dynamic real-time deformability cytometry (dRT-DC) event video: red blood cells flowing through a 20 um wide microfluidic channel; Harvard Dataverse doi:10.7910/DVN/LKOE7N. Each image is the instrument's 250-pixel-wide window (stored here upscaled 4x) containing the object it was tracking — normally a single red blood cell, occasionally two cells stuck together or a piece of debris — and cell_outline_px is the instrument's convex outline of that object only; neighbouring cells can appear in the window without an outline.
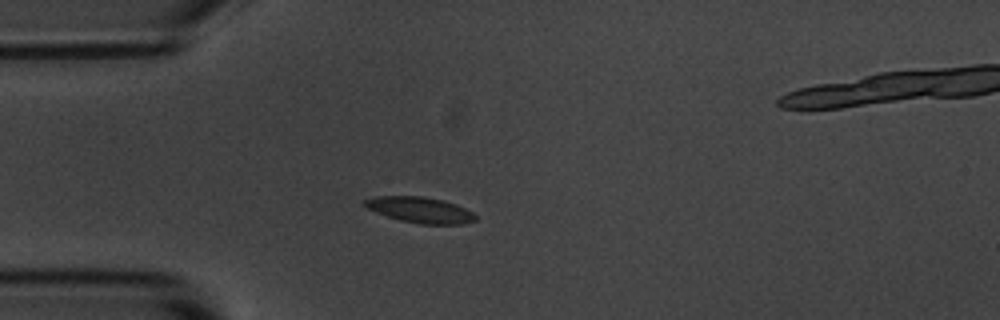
{"species": "common noctule bat (a hibernating species)", "species_latin": "Nyctalus noctula", "temperature_condition": "room temperature", "stored_images_in_passage": 48, "camera_frame_rate_fps": 3000, "um_per_image_px": 0.085, "animal": {"sex": "male", "body_mass_g": 20.1, "forearm_length_mm": 53.5}, "frame": {"image": 1, "passage_image": 11, "time_ms": 3.333, "image_size_px": [1000, 320], "cell_outline_px": [[476, 220], [464, 224], [420, 224], [400, 220], [376, 212], [368, 208], [364, 204], [364, 200], [376, 196], [420, 196], [444, 200], [456, 204], [472, 212], [476, 216]], "centroid_in_image_um": [35.73, 17.84], "position_along_channel_um": 49.3, "area_um2": 16.53}}
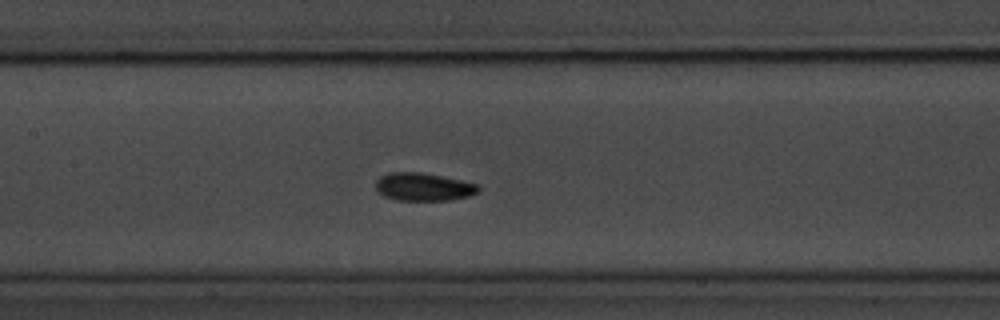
{"frame": {"image": 2, "passage_image": 22, "time_ms": 7.0, "image_size_px": [1000, 320], "cell_outline_px": [[480, 192], [468, 196], [452, 200], [396, 200], [384, 196], [376, 192], [376, 180], [380, 176], [388, 172], [420, 172], [480, 184]], "centroid_in_image_um": [35.99, 15.88], "position_along_channel_um": 171.4, "area_um2": 16.88}}
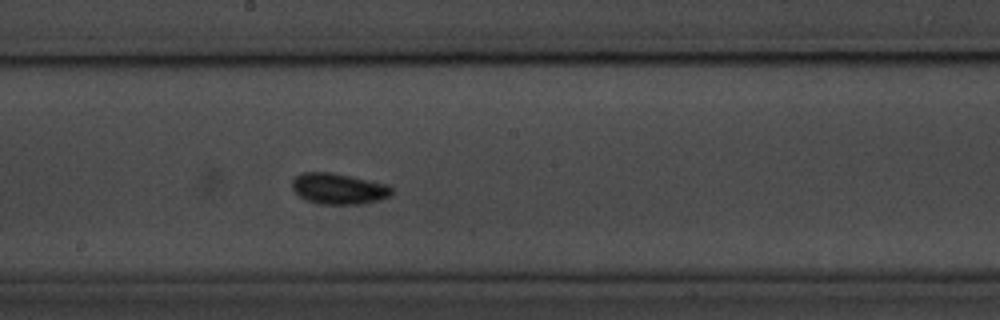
{"frame": {"image": 3, "passage_image": 26, "time_ms": 8.333, "image_size_px": [1000, 320], "cell_outline_px": [[392, 192], [388, 196], [380, 200], [360, 204], [316, 204], [304, 200], [292, 188], [292, 180], [296, 176], [304, 172], [332, 172], [384, 184], [392, 188]], "centroid_in_image_um": [28.73, 16.05], "position_along_channel_um": 219.5, "area_um2": 17.8}, "authors_computed_cell_mechanics": {"area_um2": 16.3574, "velocity_mm_per_s": 3.6217, "shape_relaxation_time_tau1_ms": 6.6828, "shape_relaxation_time_tau2_ms": 2.2075, "deformation_change_tau1": 0.1898, "deformation_change_tau2": 0.0482}}